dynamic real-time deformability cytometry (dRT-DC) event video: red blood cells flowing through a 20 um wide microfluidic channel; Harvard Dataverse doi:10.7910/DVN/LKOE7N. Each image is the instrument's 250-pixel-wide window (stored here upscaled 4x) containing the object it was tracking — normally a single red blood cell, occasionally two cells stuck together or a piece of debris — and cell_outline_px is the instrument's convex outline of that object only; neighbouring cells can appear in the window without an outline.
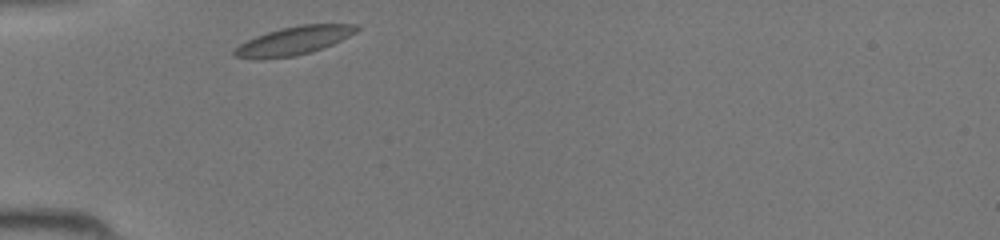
{"species": "common noctule bat (a hibernating species)", "species_latin": "Nyctalus noctula", "temperature_condition": "room temperature", "stored_images_in_passage": 25, "camera_frame_rate_fps": 3000, "um_per_image_px": 0.085, "animal": {"sex": "female", "body_mass_g": 19.5, "forearm_length_mm": 54.1}, "frame": {"image": 1, "passage_image": 1, "time_ms": 0.0, "image_size_px": [1000, 240], "cell_outline_px": [[360, 28], [356, 32], [332, 44], [312, 52], [296, 56], [260, 60], [236, 56], [232, 52], [240, 44], [256, 36], [280, 28], [300, 24], [356, 24]], "centroid_in_image_um": [24.97, 3.46], "position_along_channel_um": 60.0, "area_um2": 20.17}}
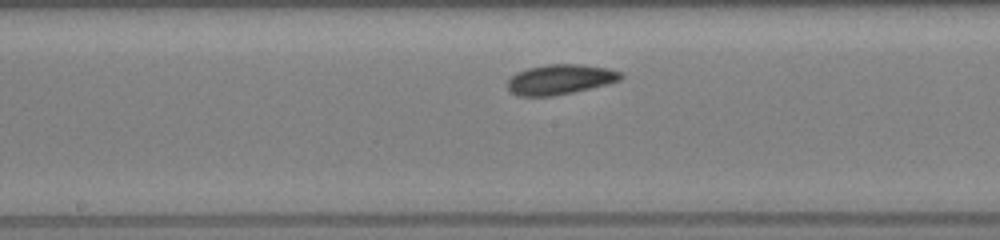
{"frame": {"image": 2, "passage_image": 11, "time_ms": 3.333, "image_size_px": [1000, 240], "cell_outline_px": [[624, 76], [620, 80], [572, 92], [552, 96], [520, 96], [512, 92], [508, 88], [508, 80], [516, 72], [528, 68], [548, 64], [580, 64], [608, 68], [620, 72]], "centroid_in_image_um": [47.59, 6.74], "position_along_channel_um": 200.6, "area_um2": 19.54}}
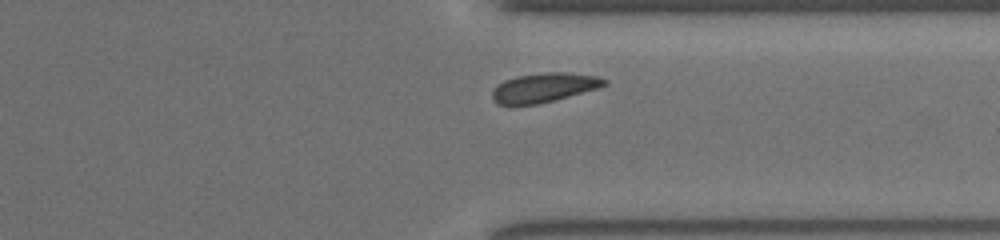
{"frame": {"image": 3, "passage_image": 22, "time_ms": 7.0, "image_size_px": [1000, 240], "cell_outline_px": [[608, 84], [600, 88], [556, 100], [536, 104], [508, 108], [496, 104], [492, 100], [492, 92], [504, 80], [516, 76], [544, 72], [568, 72], [600, 76], [608, 80]], "centroid_in_image_um": [46.24, 7.48], "position_along_channel_um": 365.2, "area_um2": 19.88}}